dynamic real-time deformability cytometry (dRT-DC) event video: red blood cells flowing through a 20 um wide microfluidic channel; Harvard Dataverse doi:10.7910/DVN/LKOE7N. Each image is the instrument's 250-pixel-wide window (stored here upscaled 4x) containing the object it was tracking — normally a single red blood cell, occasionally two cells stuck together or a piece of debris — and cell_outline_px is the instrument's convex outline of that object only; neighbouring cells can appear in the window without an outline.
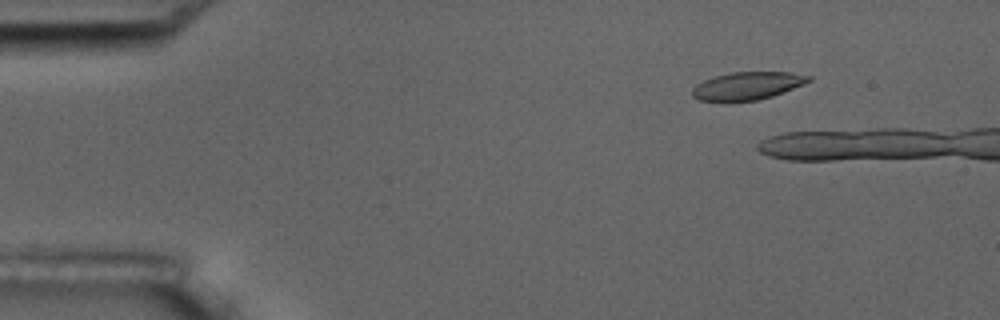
{"species": "common noctule bat (a hibernating species)", "species_latin": "Nyctalus noctula", "temperature_condition": "room temperature", "stored_images_in_passage": 6, "camera_frame_rate_fps": 3000, "um_per_image_px": 0.085, "animal": {"sex": "male", "body_mass_g": 17.5, "forearm_length_mm": 52.3}, "frame": {"image": 1, "passage_image": 2, "time_ms": 1.0, "image_size_px": [1000, 320], "cell_outline_px": [[812, 80], [804, 84], [772, 96], [756, 100], [724, 104], [700, 100], [692, 96], [692, 88], [696, 84], [704, 80], [716, 76], [732, 72], [788, 72], [812, 76]], "centroid_in_image_um": [63.47, 7.33], "position_along_channel_um": 21.5, "area_um2": 19.31}}